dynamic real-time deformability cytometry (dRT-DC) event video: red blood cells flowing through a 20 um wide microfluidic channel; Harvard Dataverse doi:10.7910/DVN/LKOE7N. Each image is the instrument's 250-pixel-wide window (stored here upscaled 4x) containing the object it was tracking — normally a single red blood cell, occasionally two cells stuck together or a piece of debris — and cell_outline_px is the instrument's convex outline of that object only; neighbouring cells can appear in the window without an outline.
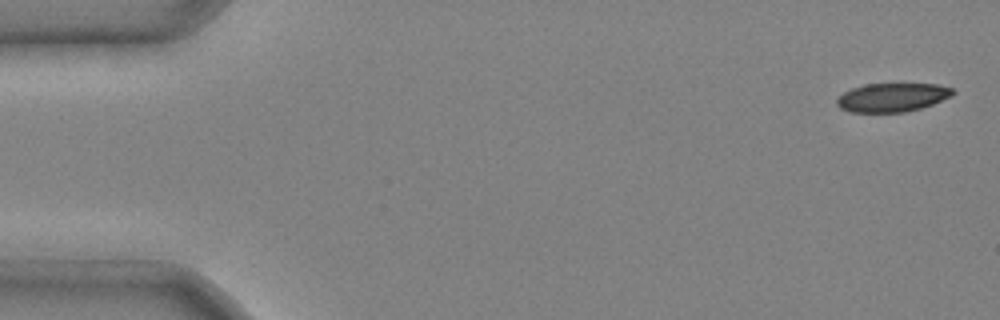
{"species": "common noctule bat (a hibernating species)", "species_latin": "Nyctalus noctula", "temperature_condition": "cold", "stored_images_in_passage": 5, "camera_frame_rate_fps": 3000, "um_per_image_px": 0.085, "animal": {"sex": "male", "body_mass_g": 20.4}, "frame": {"image": 1, "passage_image": 5, "time_ms": 1.333, "image_size_px": [1000, 320], "cell_outline_px": [[956, 92], [952, 96], [932, 104], [920, 108], [904, 112], [848, 112], [840, 108], [836, 104], [836, 100], [844, 92], [852, 88], [864, 84], [936, 84], [952, 88]], "centroid_in_image_um": [75.83, 8.28], "position_along_channel_um": 9.2, "area_um2": 19.36}}